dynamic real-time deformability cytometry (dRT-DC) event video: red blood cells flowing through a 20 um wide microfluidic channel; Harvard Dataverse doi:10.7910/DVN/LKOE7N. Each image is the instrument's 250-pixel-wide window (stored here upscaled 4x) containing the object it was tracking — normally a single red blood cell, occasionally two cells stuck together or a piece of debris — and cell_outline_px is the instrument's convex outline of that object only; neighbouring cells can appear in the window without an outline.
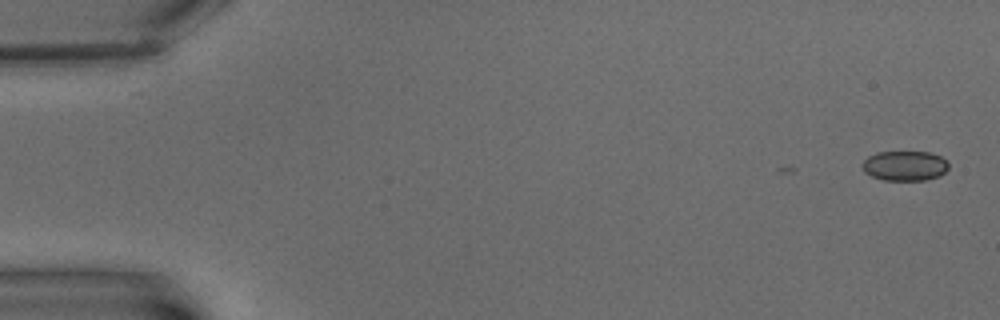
{"species": "common noctule bat (a hibernating species)", "species_latin": "Nyctalus noctula", "temperature_condition": "warm", "stored_images_in_passage": 8, "camera_frame_rate_fps": 3000, "um_per_image_px": 0.085, "animal": {"sex": "male", "body_mass_g": 15.6}, "frame": {"image": 1, "passage_image": 1, "time_ms": 0.0, "image_size_px": [1000, 320], "cell_outline_px": [[948, 168], [940, 176], [924, 180], [884, 180], [872, 176], [864, 172], [860, 164], [868, 156], [876, 152], [928, 152], [940, 156], [948, 160]], "centroid_in_image_um": [76.89, 14.09], "position_along_channel_um": 8.1, "area_um2": 15.14}}
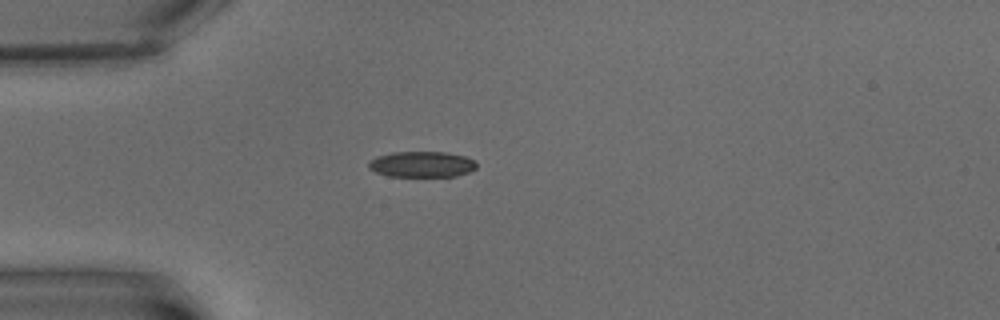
{"frame": {"image": 2, "passage_image": 5, "time_ms": 5.667, "image_size_px": [1000, 320], "cell_outline_px": [[476, 168], [468, 172], [456, 176], [388, 176], [376, 172], [368, 168], [368, 164], [376, 156], [392, 152], [448, 152], [464, 156], [476, 160]], "centroid_in_image_um": [35.86, 13.96], "position_along_channel_um": 49.1, "area_um2": 16.24}}
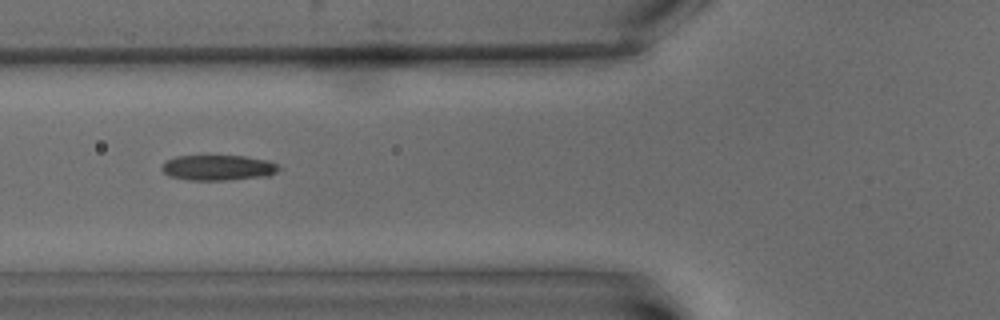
{"frame": {"image": 3, "passage_image": 7, "time_ms": 8.0, "image_size_px": [1000, 320], "cell_outline_px": [[280, 168], [276, 172], [268, 176], [224, 180], [188, 180], [168, 176], [160, 168], [164, 160], [176, 156], [244, 156], [268, 160], [276, 164]], "centroid_in_image_um": [18.49, 14.25], "position_along_channel_um": 107.3, "area_um2": 17.4}}